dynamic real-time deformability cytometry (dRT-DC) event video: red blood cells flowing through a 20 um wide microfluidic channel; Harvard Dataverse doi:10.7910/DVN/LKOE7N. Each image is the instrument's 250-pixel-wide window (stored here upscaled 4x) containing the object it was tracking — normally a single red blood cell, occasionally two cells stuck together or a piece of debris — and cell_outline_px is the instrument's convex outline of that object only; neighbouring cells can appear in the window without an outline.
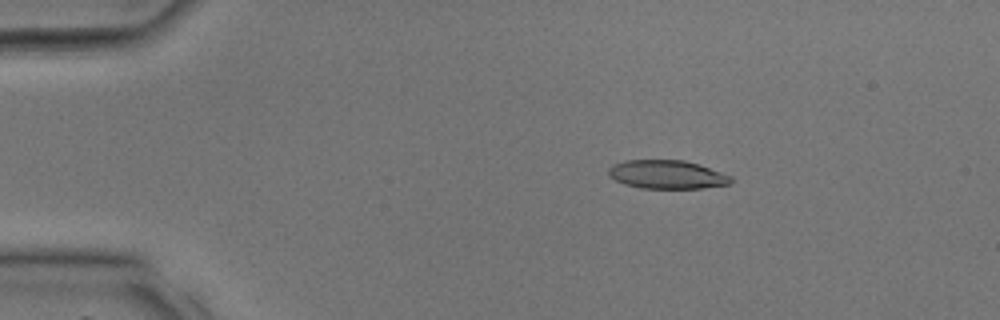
{"species": "common noctule bat (a hibernating species)", "species_latin": "Nyctalus noctula", "temperature_condition": "room temperature", "stored_images_in_passage": 35, "camera_frame_rate_fps": 3000, "um_per_image_px": 0.085, "animal": {"sex": "male", "body_mass_g": 17.9, "forearm_length_mm": 54.2}, "frame": {"image": 1, "passage_image": 6, "time_ms": 1.667, "image_size_px": [1000, 320], "cell_outline_px": [[732, 180], [728, 184], [700, 188], [640, 188], [624, 184], [608, 176], [608, 168], [612, 164], [624, 160], [684, 160], [732, 176]], "centroid_in_image_um": [56.62, 14.83], "position_along_channel_um": 28.4, "area_um2": 20.23}}
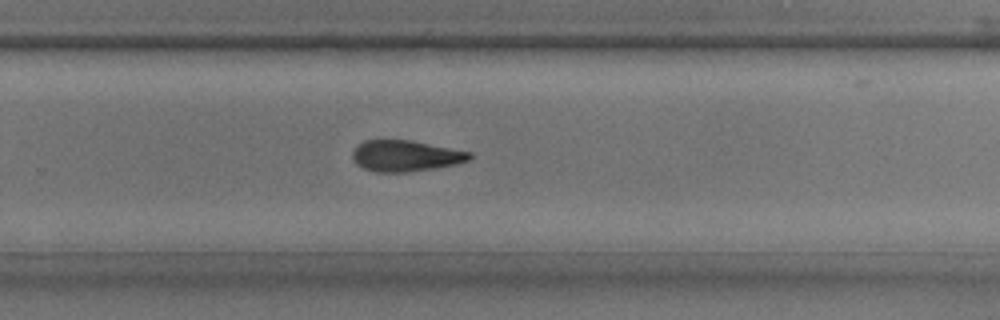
{"frame": {"image": 2, "passage_image": 23, "time_ms": 7.333, "image_size_px": [1000, 320], "cell_outline_px": [[472, 156], [468, 160], [456, 164], [408, 172], [376, 172], [364, 168], [356, 164], [352, 160], [352, 152], [356, 144], [364, 140], [412, 140], [472, 152]], "centroid_in_image_um": [34.43, 13.24], "position_along_channel_um": 295.4, "area_um2": 21.33}}
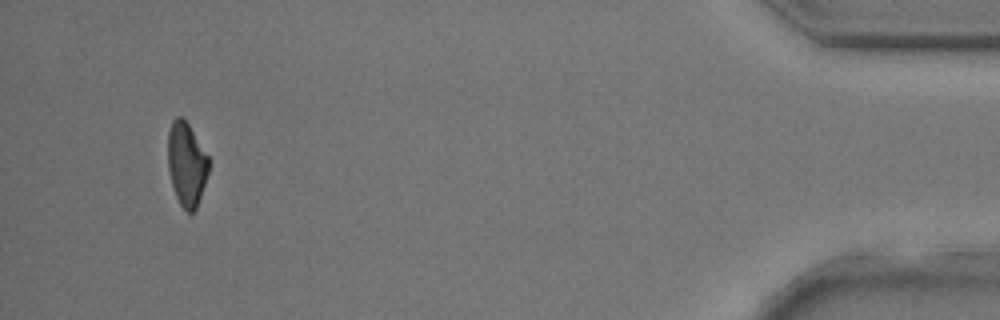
{"frame": {"image": 3, "passage_image": 33, "time_ms": 10.667, "image_size_px": [1000, 320], "cell_outline_px": [[208, 172], [196, 208], [192, 212], [188, 212], [180, 204], [176, 196], [172, 184], [168, 168], [168, 132], [172, 120], [176, 116], [180, 116], [188, 124], [208, 156]], "centroid_in_image_um": [15.84, 13.92], "position_along_channel_um": 419.4, "area_um2": 19.48}}